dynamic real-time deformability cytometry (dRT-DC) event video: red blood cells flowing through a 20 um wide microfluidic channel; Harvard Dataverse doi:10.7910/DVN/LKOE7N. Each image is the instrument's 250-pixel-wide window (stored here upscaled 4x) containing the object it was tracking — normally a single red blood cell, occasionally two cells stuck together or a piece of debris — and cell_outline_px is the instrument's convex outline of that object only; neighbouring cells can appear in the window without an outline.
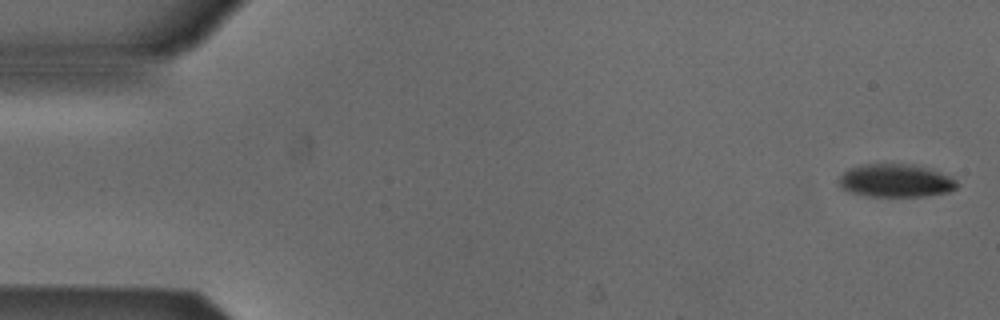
{"species": "Egyptian fruit bat (a non-hibernating species)", "species_latin": "Rousettus aegyptiacus", "temperature_condition": "cold", "stored_images_in_passage": 52, "camera_frame_rate_fps": 3000, "um_per_image_px": 0.085, "animal": {"sex": "male"}, "frame": {"image": 1, "passage_image": 1, "time_ms": 0.0, "image_size_px": [1000, 320], "cell_outline_px": [[960, 184], [956, 188], [948, 192], [924, 196], [864, 196], [848, 192], [840, 188], [840, 176], [848, 168], [864, 164], [912, 164], [932, 168], [952, 176]], "centroid_in_image_um": [76.16, 15.35], "position_along_channel_um": 8.8, "area_um2": 23.12}}
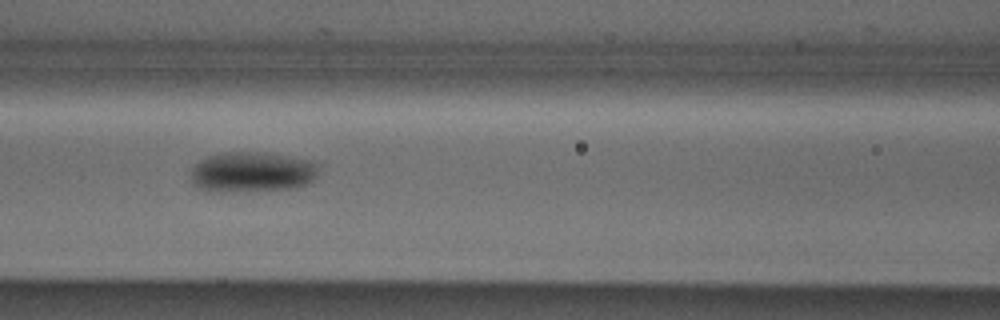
{"frame": {"image": 2, "passage_image": 22, "time_ms": 7.0, "image_size_px": [1000, 320], "cell_outline_px": [[316, 172], [312, 180], [308, 184], [292, 188], [224, 192], [208, 192], [196, 188], [192, 184], [192, 164], [204, 156], [224, 152], [264, 152], [308, 160], [316, 164]], "centroid_in_image_um": [21.3, 14.62], "position_along_channel_um": 145.3, "area_um2": 30.23}}
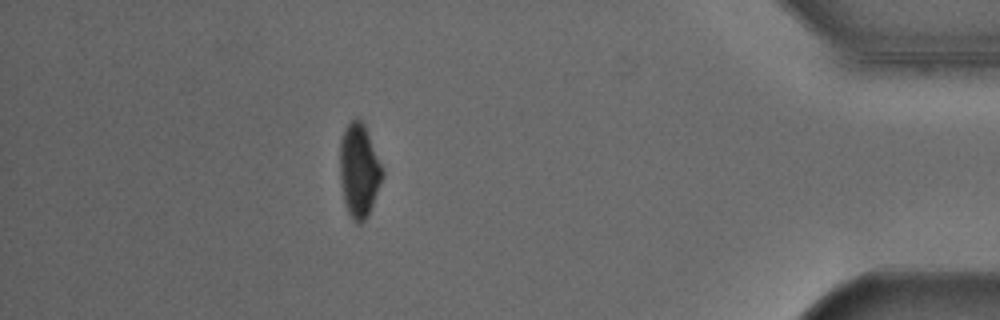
{"frame": {"image": 3, "passage_image": 46, "time_ms": 15.0, "image_size_px": [1000, 320], "cell_outline_px": [[384, 176], [368, 216], [360, 224], [356, 224], [352, 220], [348, 212], [344, 200], [340, 184], [340, 140], [344, 128], [356, 116], [364, 124], [384, 168]], "centroid_in_image_um": [30.53, 14.49], "position_along_channel_um": 404.7, "area_um2": 23.52}, "authors_computed_cell_mechanics": {"area_um2": 26.3857, "velocity_mm_per_s": 3.8813, "shape_relaxation_time_tau1_ms": 2.698, "shape_relaxation_time_tau2_ms": null, "deformation_change_tau1": 0.1011, "deformation_change_tau2": null}}